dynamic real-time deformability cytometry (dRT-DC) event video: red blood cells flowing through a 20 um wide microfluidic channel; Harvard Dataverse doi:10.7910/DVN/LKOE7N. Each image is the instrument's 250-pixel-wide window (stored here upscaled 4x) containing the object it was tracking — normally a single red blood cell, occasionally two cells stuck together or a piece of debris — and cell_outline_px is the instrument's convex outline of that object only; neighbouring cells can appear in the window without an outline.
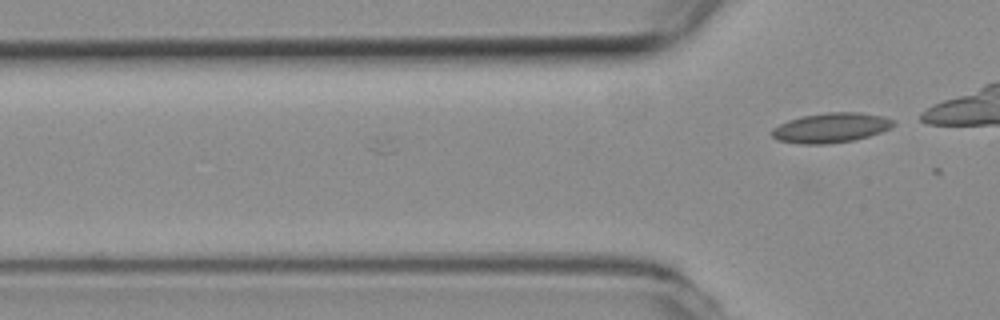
{"species": "common noctule bat (a hibernating species)", "species_latin": "Nyctalus noctula", "temperature_condition": "room temperature", "stored_images_in_passage": 4, "camera_frame_rate_fps": 3000, "um_per_image_px": 0.085, "animal": {"sex": "female", "body_mass_g": 19.3, "forearm_length_mm": 54.1}, "frame": {"image": 1, "passage_image": 4, "time_ms": 1.0, "image_size_px": [1000, 320], "cell_outline_px": [[896, 124], [880, 132], [856, 140], [828, 144], [800, 144], [776, 140], [772, 136], [772, 128], [788, 120], [800, 116], [828, 112], [860, 112], [884, 116], [896, 120]], "centroid_in_image_um": [70.63, 10.86], "position_along_channel_um": 55.2, "area_um2": 21.33}}